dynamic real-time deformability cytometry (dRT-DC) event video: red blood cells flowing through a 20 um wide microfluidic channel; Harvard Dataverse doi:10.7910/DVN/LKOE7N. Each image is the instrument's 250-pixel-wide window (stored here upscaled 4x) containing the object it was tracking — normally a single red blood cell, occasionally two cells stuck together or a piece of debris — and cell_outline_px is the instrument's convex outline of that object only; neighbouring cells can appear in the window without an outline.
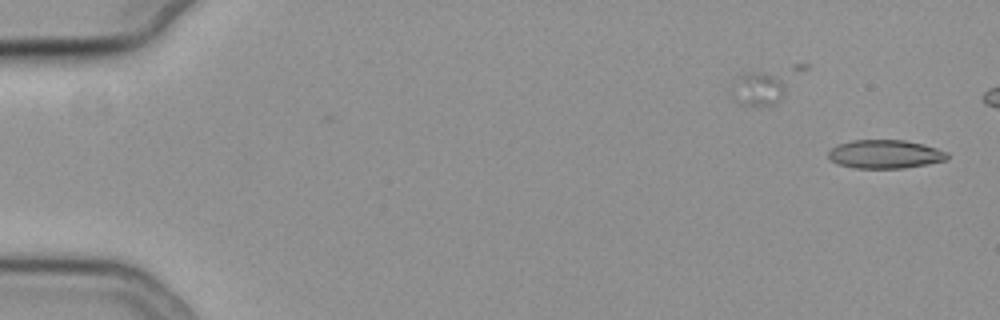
{"species": "common noctule bat (a hibernating species)", "species_latin": "Nyctalus noctula", "temperature_condition": "cold", "stored_images_in_passage": 10, "camera_frame_rate_fps": 3000, "um_per_image_px": 0.085, "animal": {"sex": "female", "body_mass_g": 19.3, "forearm_length_mm": 54.1}, "frame": {"image": 1, "passage_image": 1, "time_ms": 0.0, "image_size_px": [1000, 320], "cell_outline_px": [[948, 160], [904, 168], [856, 168], [840, 164], [832, 160], [828, 156], [828, 152], [832, 148], [840, 144], [852, 140], [904, 140], [924, 144], [948, 152]], "centroid_in_image_um": [75.27, 13.1], "position_along_channel_um": 9.7, "area_um2": 19.65}}